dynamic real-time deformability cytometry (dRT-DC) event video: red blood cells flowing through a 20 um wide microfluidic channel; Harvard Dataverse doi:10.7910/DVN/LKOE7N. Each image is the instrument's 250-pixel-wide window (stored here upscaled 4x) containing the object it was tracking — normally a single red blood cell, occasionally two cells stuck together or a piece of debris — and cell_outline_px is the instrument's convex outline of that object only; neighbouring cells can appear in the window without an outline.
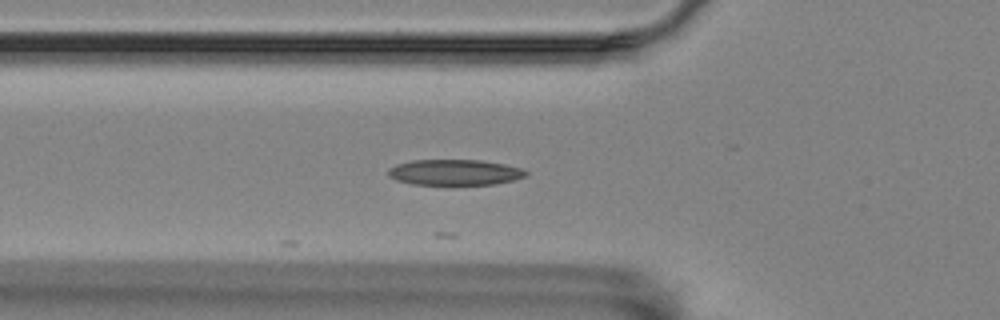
{"species": "Egyptian fruit bat (a non-hibernating species)", "species_latin": "Rousettus aegyptiacus", "temperature_condition": "room temperature", "stored_images_in_passage": 5, "camera_frame_rate_fps": 3000, "um_per_image_px": 0.085, "animal": {"sex": "female"}, "frame": {"image": 1, "passage_image": 5, "time_ms": 1.333, "image_size_px": [1000, 320], "cell_outline_px": [[528, 176], [496, 184], [412, 184], [396, 180], [388, 176], [388, 168], [396, 164], [412, 160], [480, 160], [504, 164], [520, 168], [528, 172]], "centroid_in_image_um": [38.63, 14.64], "position_along_channel_um": 87.2, "area_um2": 20.58}}